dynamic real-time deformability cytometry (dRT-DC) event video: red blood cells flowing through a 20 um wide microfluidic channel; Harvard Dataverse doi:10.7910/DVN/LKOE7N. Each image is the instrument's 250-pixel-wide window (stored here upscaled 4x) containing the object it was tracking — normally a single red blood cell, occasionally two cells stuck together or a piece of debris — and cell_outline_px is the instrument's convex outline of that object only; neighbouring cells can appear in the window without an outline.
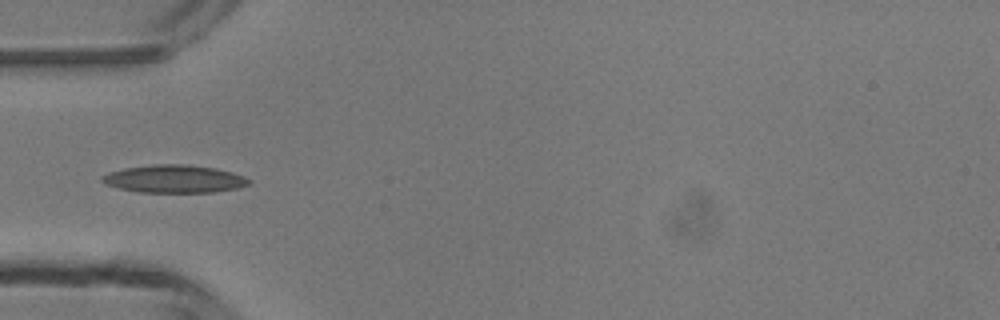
{"species": "common noctule bat (a hibernating species)", "species_latin": "Nyctalus noctula", "temperature_condition": "room temperature", "stored_images_in_passage": 4, "camera_frame_rate_fps": 3000, "um_per_image_px": 0.085, "animal": {"sex": "male", "body_mass_g": 13.3}, "frame": {"image": 1, "passage_image": 4, "time_ms": 4.0, "image_size_px": [1000, 320], "cell_outline_px": [[252, 180], [248, 184], [236, 188], [212, 192], [136, 192], [120, 188], [108, 184], [100, 180], [100, 176], [108, 172], [124, 168], [152, 164], [188, 164], [216, 168], [232, 172], [244, 176]], "centroid_in_image_um": [14.8, 15.19], "position_along_channel_um": 70.2, "area_um2": 23.81}}